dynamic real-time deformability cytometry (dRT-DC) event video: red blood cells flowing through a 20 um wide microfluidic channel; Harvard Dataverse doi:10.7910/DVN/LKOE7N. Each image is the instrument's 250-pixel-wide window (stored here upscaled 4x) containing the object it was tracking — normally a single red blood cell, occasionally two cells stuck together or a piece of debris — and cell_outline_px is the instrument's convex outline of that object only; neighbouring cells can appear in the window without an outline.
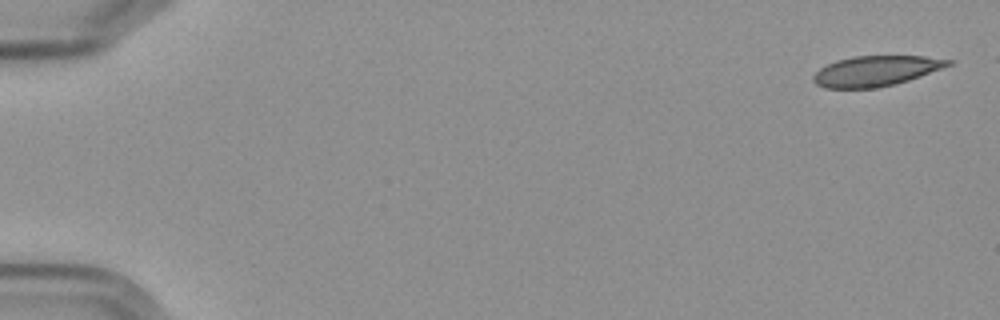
{"species": "Egyptian fruit bat (a non-hibernating species)", "species_latin": "Rousettus aegyptiacus", "temperature_condition": "cold", "stored_images_in_passage": 7, "camera_frame_rate_fps": 3000, "um_per_image_px": 0.085, "frame": {"image": 1, "passage_image": 1, "time_ms": 0.0, "image_size_px": [1000, 320], "cell_outline_px": [[956, 60], [952, 64], [920, 76], [896, 84], [876, 88], [824, 88], [816, 84], [812, 80], [812, 76], [820, 68], [836, 60], [852, 56], [924, 56]], "centroid_in_image_um": [74.44, 6.03], "position_along_channel_um": 10.6, "area_um2": 23.87}}
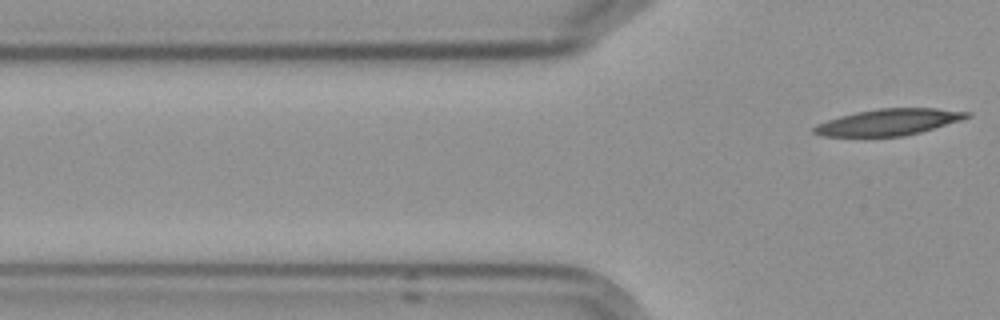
{"frame": {"image": 2, "passage_image": 7, "time_ms": 8.0, "image_size_px": [1000, 320], "cell_outline_px": [[972, 116], [960, 120], [920, 132], [904, 136], [864, 140], [820, 136], [812, 132], [812, 128], [816, 124], [840, 116], [856, 112], [880, 108], [936, 108], [972, 112]], "centroid_in_image_um": [75.42, 10.44], "position_along_channel_um": 50.4, "area_um2": 24.62}}